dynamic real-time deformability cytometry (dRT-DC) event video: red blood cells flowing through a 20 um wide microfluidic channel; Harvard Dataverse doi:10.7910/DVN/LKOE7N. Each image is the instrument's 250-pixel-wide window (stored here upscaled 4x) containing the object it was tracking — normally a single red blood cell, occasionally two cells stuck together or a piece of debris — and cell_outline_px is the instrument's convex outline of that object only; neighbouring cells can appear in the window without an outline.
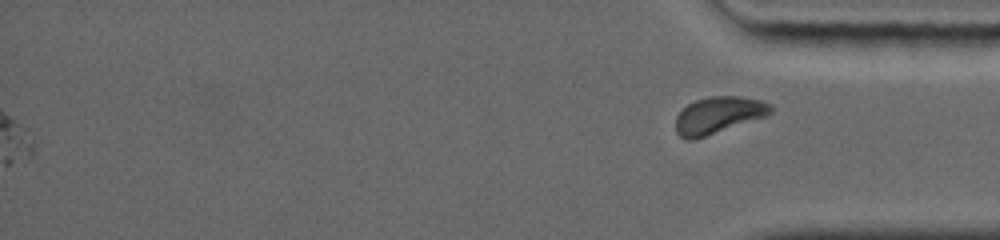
{"species": "common noctule bat (a hibernating species)", "species_latin": "Nyctalus noctula", "temperature_condition": "warm", "stored_images_in_passage": 37, "segment_of_instrument_passage": [2, 2], "camera_frame_rate_fps": 5000, "um_per_image_px": 0.085, "animal": {"sex": "female", "body_mass_g": 19.0, "forearm_length_mm": 56.7}, "frame": {"image": 1, "passage_image": 37, "time_ms": 13.8, "image_size_px": [1000, 240], "cell_outline_px": [[772, 112], [768, 116], [692, 140], [688, 140], [680, 136], [676, 132], [676, 116], [688, 104], [696, 100], [708, 96], [740, 96], [760, 100], [772, 104]], "centroid_in_image_um": [61.09, 9.78], "position_along_channel_um": 374.1, "area_um2": 20.35}}